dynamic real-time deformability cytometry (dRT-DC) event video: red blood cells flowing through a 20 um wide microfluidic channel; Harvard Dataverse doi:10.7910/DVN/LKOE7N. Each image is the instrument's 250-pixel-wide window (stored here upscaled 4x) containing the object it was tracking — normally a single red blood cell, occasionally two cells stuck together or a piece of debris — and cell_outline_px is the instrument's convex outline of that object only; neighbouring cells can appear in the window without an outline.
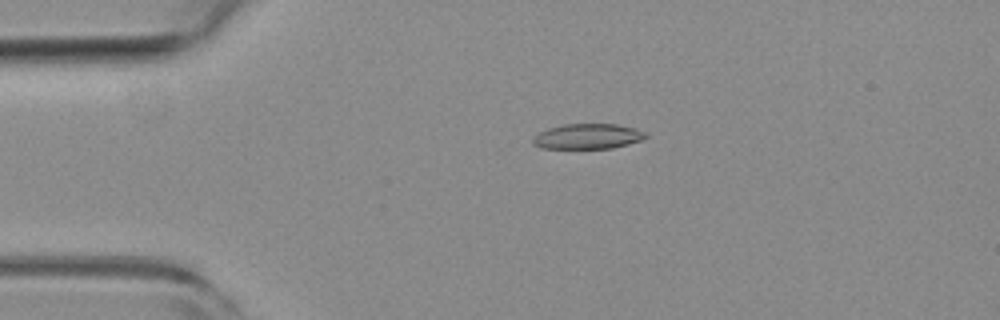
{"species": "common noctule bat (a hibernating species)", "species_latin": "Nyctalus noctula", "temperature_condition": "room temperature", "stored_images_in_passage": 55, "camera_frame_rate_fps": 3000, "um_per_image_px": 0.085, "animal": {"sex": "female", "body_mass_g": 19.3, "forearm_length_mm": 54.1}, "frame": {"image": 1, "passage_image": 12, "time_ms": 3.667, "image_size_px": [1000, 320], "cell_outline_px": [[648, 136], [640, 140], [628, 144], [612, 148], [540, 148], [532, 144], [532, 140], [540, 132], [548, 128], [564, 124], [616, 124], [636, 128], [644, 132]], "centroid_in_image_um": [49.95, 11.59], "position_along_channel_um": 35.0, "area_um2": 16.47}}
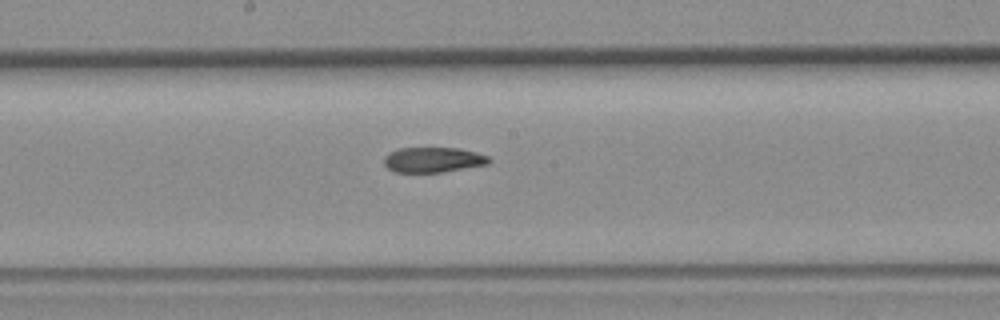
{"frame": {"image": 2, "passage_image": 29, "time_ms": 9.333, "image_size_px": [1000, 320], "cell_outline_px": [[492, 160], [488, 164], [444, 172], [396, 172], [388, 168], [384, 164], [384, 156], [388, 152], [400, 148], [460, 148], [476, 152], [488, 156]], "centroid_in_image_um": [36.82, 13.58], "position_along_channel_um": 211.4, "area_um2": 15.49}}
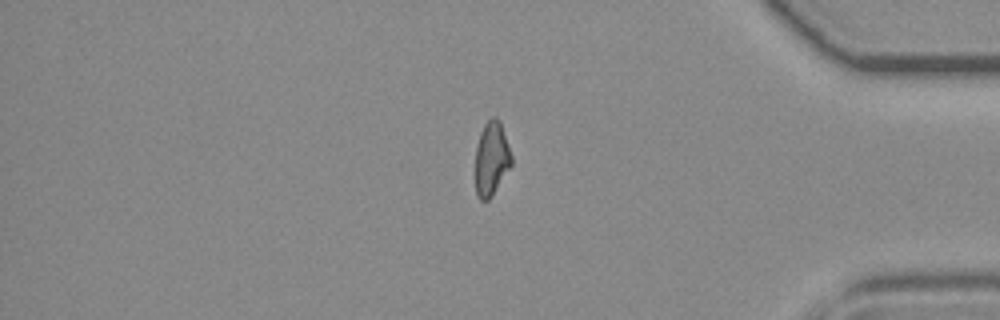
{"frame": {"image": 3, "passage_image": 46, "time_ms": 15.0, "image_size_px": [1000, 320], "cell_outline_px": [[512, 164], [492, 196], [488, 200], [480, 200], [476, 196], [476, 148], [480, 132], [484, 124], [492, 116], [496, 116], [500, 120], [512, 156]], "centroid_in_image_um": [41.78, 13.47], "position_along_channel_um": 393.4, "area_um2": 15.61}}